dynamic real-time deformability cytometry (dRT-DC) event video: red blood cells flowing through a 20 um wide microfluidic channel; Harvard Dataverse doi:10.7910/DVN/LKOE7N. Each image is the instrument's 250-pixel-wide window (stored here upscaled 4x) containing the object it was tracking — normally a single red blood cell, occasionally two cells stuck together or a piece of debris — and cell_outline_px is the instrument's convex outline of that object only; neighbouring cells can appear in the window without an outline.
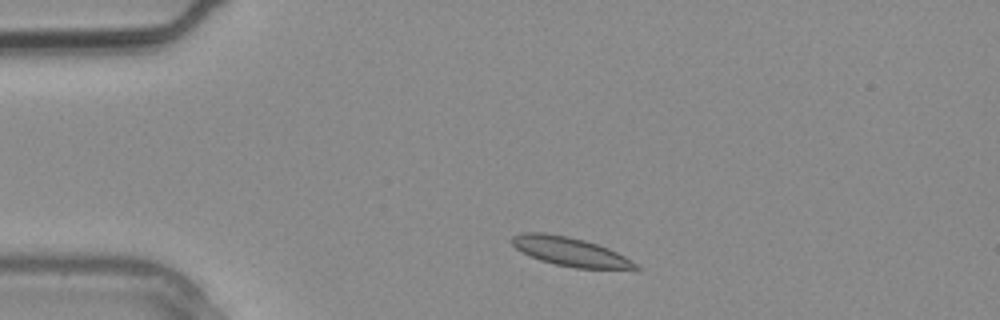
{"species": "common noctule bat (a hibernating species)", "species_latin": "Nyctalus noctula", "temperature_condition": "warm", "stored_images_in_passage": 2, "camera_frame_rate_fps": 3000, "um_per_image_px": 0.085, "animal": {"sex": "male", "body_mass_g": 20.4}, "frame": {"image": 1, "passage_image": 1, "time_ms": 0.0, "image_size_px": [1000, 320], "cell_outline_px": [[640, 268], [576, 268], [556, 264], [540, 260], [516, 248], [508, 240], [512, 236], [524, 232], [544, 232], [568, 236], [584, 240], [608, 248], [632, 260]], "centroid_in_image_um": [48.39, 21.36], "position_along_channel_um": 36.6, "area_um2": 20.4}}